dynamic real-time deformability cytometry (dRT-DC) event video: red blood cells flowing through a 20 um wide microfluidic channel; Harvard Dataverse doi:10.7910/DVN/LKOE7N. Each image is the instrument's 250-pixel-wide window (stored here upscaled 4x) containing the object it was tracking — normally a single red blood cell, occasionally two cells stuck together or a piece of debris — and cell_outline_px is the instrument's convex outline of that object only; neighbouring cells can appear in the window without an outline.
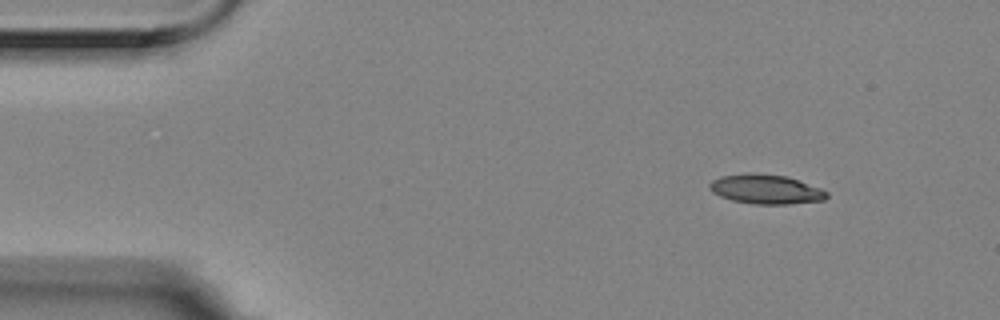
{"species": "Egyptian fruit bat (a non-hibernating species)", "species_latin": "Rousettus aegyptiacus", "temperature_condition": "room temperature", "stored_images_in_passage": 4, "camera_frame_rate_fps": 3000, "um_per_image_px": 0.085, "animal": {"sex": "female"}, "frame": {"image": 1, "passage_image": 1, "time_ms": 0.0, "image_size_px": [1000, 320], "cell_outline_px": [[828, 196], [824, 200], [788, 204], [756, 204], [732, 200], [720, 196], [712, 192], [708, 188], [708, 184], [712, 180], [720, 176], [744, 172], [752, 172], [788, 176], [800, 180], [820, 188], [828, 192]], "centroid_in_image_um": [65.07, 16.06], "position_along_channel_um": 19.9, "area_um2": 20.4}}